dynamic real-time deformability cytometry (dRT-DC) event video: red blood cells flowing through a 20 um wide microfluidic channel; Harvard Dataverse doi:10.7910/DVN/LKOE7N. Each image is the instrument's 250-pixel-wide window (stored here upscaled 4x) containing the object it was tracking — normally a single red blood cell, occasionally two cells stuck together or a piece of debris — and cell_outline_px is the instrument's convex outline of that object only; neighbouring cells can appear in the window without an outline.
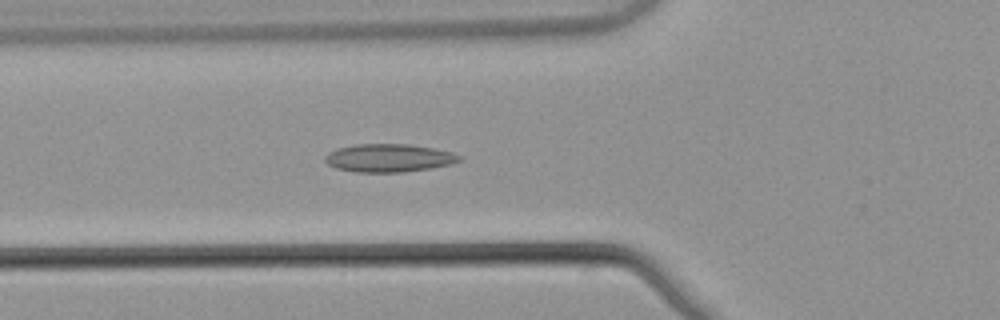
{"species": "common noctule bat (a hibernating species)", "species_latin": "Nyctalus noctula", "temperature_condition": "warm", "stored_images_in_passage": 53, "camera_frame_rate_fps": 3000, "um_per_image_px": 0.085, "animal": {"sex": "male", "body_mass_g": 21.5, "forearm_length_mm": 52.0}, "frame": {"image": 1, "passage_image": 19, "time_ms": 6.0, "image_size_px": [1000, 320], "cell_outline_px": [[464, 156], [460, 160], [452, 164], [432, 168], [404, 172], [356, 172], [336, 168], [328, 164], [324, 160], [324, 156], [328, 152], [336, 148], [356, 144], [408, 144], [432, 148], [452, 152]], "centroid_in_image_um": [33.05, 13.43], "position_along_channel_um": 92.7, "area_um2": 22.14}}
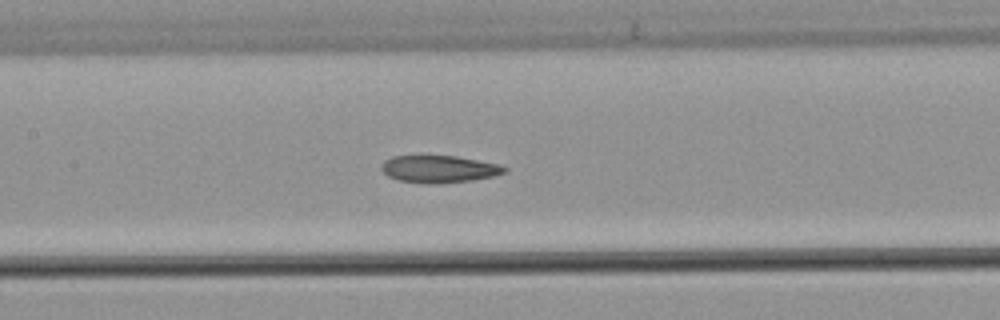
{"frame": {"image": 2, "passage_image": 25, "time_ms": 8.0, "image_size_px": [1000, 320], "cell_outline_px": [[508, 172], [496, 176], [472, 180], [436, 184], [400, 180], [388, 176], [380, 168], [384, 160], [392, 156], [456, 156], [496, 164], [508, 168]], "centroid_in_image_um": [37.34, 14.37], "position_along_channel_um": 170.1, "area_um2": 19.36}}
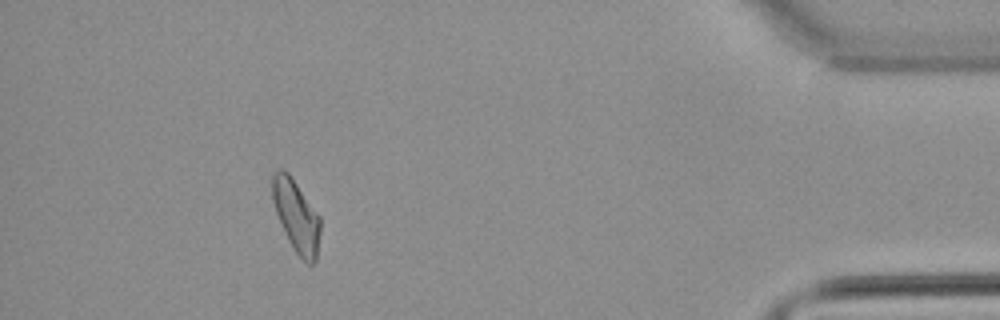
{"frame": {"image": 3, "passage_image": 48, "time_ms": 15.667, "image_size_px": [1000, 320], "cell_outline_px": [[320, 232], [316, 260], [312, 264], [308, 264], [292, 248], [288, 240], [276, 212], [272, 200], [272, 176], [280, 168], [288, 172], [320, 216]], "centroid_in_image_um": [25.19, 18.36], "position_along_channel_um": 410.0, "area_um2": 19.88}, "authors_computed_cell_mechanics": {"area_um2": 20.23, "velocity_mm_per_s": 3.8553, "shape_relaxation_time_tau1_ms": null, "shape_relaxation_time_tau2_ms": 5.4234, "deformation_change_tau1": null, "deformation_change_tau2": 0.1082}}